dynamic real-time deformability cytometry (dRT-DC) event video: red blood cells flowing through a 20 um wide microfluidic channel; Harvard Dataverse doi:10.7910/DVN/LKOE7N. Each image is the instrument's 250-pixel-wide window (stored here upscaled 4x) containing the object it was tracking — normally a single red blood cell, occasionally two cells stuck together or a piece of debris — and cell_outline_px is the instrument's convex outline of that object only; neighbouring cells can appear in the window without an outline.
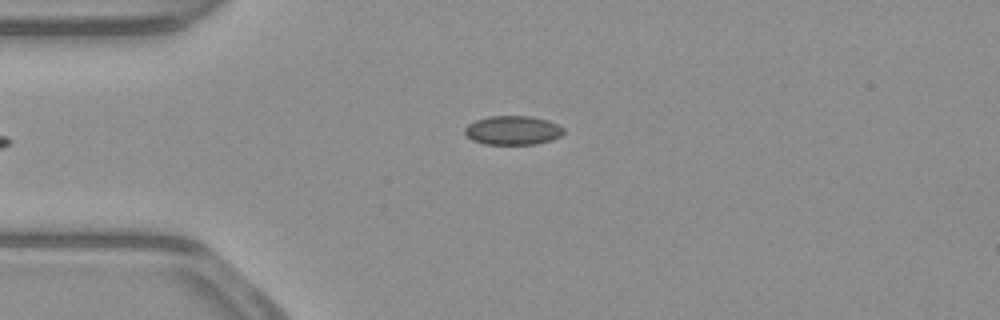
{"species": "common noctule bat (a hibernating species)", "species_latin": "Nyctalus noctula", "temperature_condition": "warm", "stored_images_in_passage": 34, "camera_frame_rate_fps": 3000, "um_per_image_px": 0.085, "animal": {"sex": "male", "body_mass_g": 23.1, "forearm_length_mm": 52.7}, "frame": {"image": 1, "passage_image": 1, "time_ms": 0.0, "image_size_px": [1000, 320], "cell_outline_px": [[564, 132], [560, 136], [552, 140], [536, 144], [484, 144], [472, 140], [464, 132], [464, 128], [468, 124], [476, 120], [488, 116], [532, 116], [548, 120], [564, 128]], "centroid_in_image_um": [43.59, 11.07], "position_along_channel_um": 41.4, "area_um2": 16.76}}
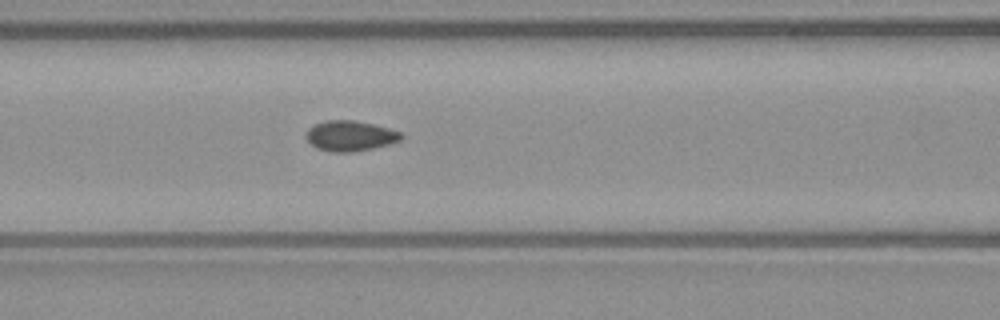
{"frame": {"image": 2, "passage_image": 10, "time_ms": 3.0, "image_size_px": [1000, 320], "cell_outline_px": [[404, 136], [400, 140], [388, 144], [372, 148], [352, 152], [332, 152], [316, 148], [304, 136], [308, 128], [312, 124], [324, 120], [352, 120], [372, 124], [388, 128], [400, 132]], "centroid_in_image_um": [29.71, 11.54], "position_along_channel_um": 136.9, "area_um2": 16.82}}
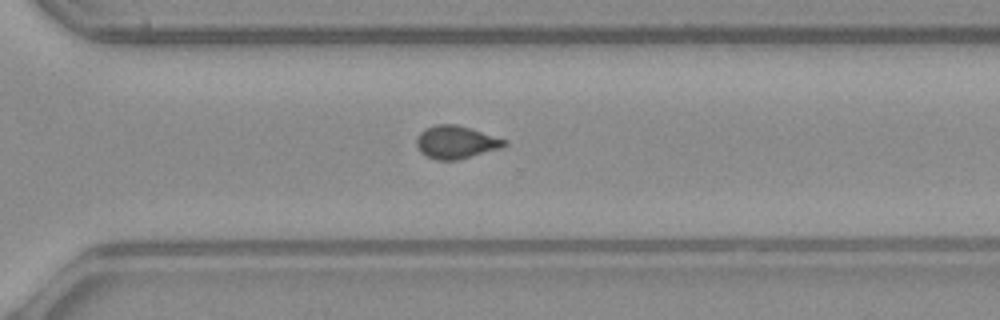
{"frame": {"image": 3, "passage_image": 25, "time_ms": 8.0, "image_size_px": [1000, 320], "cell_outline_px": [[508, 144], [500, 148], [460, 160], [436, 160], [420, 152], [416, 144], [416, 140], [420, 132], [436, 124], [456, 124], [508, 140]], "centroid_in_image_um": [38.77, 12.1], "position_along_channel_um": 331.8, "area_um2": 16.76}, "authors_computed_cell_mechanics": {"area_um2": 16.7042, "velocity_mm_per_s": 3.912, "shape_relaxation_time_tau1_ms": null, "shape_relaxation_time_tau2_ms": 1.441, "deformation_change_tau1": null, "deformation_change_tau2": 0.0577}}